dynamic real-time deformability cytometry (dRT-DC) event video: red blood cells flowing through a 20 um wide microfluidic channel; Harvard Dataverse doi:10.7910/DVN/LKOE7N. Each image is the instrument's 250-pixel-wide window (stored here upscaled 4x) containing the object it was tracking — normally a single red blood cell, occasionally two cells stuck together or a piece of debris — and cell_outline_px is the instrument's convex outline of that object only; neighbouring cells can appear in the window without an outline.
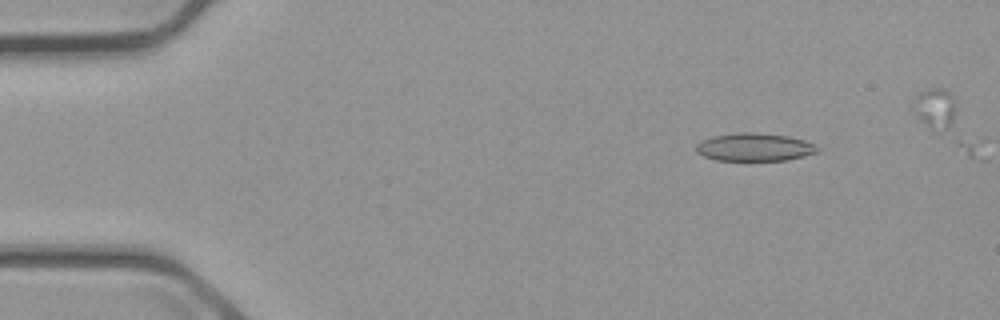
{"species": "common noctule bat (a hibernating species)", "species_latin": "Nyctalus noctula", "temperature_condition": "cold", "stored_images_in_passage": 8, "camera_frame_rate_fps": 3000, "um_per_image_px": 0.085, "animal": {"sex": "male", "body_mass_g": 23.1, "forearm_length_mm": 52.7}, "frame": {"image": 1, "passage_image": 7, "time_ms": 2.0, "image_size_px": [1000, 320], "cell_outline_px": [[820, 152], [804, 156], [784, 160], [716, 160], [704, 156], [696, 152], [696, 144], [712, 136], [736, 132], [756, 132], [788, 136], [804, 140], [820, 148]], "centroid_in_image_um": [64.14, 12.5], "position_along_channel_um": 20.9, "area_um2": 19.77}}